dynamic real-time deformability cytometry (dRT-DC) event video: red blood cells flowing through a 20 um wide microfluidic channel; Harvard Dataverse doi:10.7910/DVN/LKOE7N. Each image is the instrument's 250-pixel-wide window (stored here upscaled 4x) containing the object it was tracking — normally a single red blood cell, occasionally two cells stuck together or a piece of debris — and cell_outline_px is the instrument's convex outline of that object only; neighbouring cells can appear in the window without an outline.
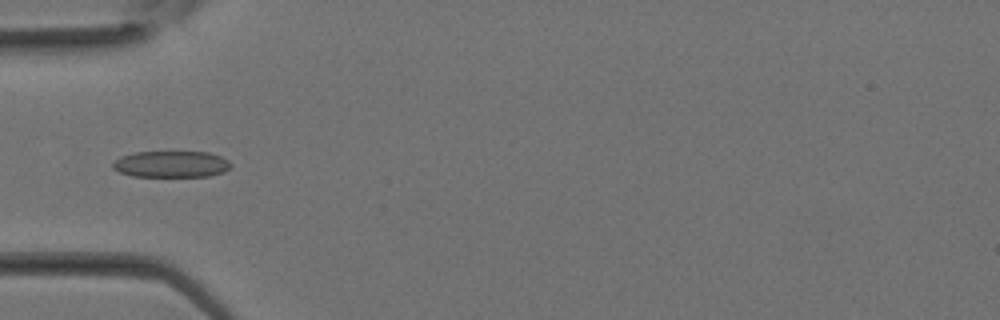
{"species": "Egyptian fruit bat (a non-hibernating species)", "species_latin": "Rousettus aegyptiacus", "temperature_condition": "room temperature", "stored_images_in_passage": 27, "camera_frame_rate_fps": 3000, "um_per_image_px": 0.085, "animal": {"sex": "female"}, "frame": {"image": 1, "passage_image": 4, "time_ms": 1.0, "image_size_px": [1000, 320], "cell_outline_px": [[232, 164], [224, 172], [208, 176], [132, 176], [120, 172], [112, 168], [112, 164], [120, 156], [132, 152], [208, 152], [220, 156], [228, 160]], "centroid_in_image_um": [14.54, 13.95], "position_along_channel_um": 70.5, "area_um2": 18.15}}
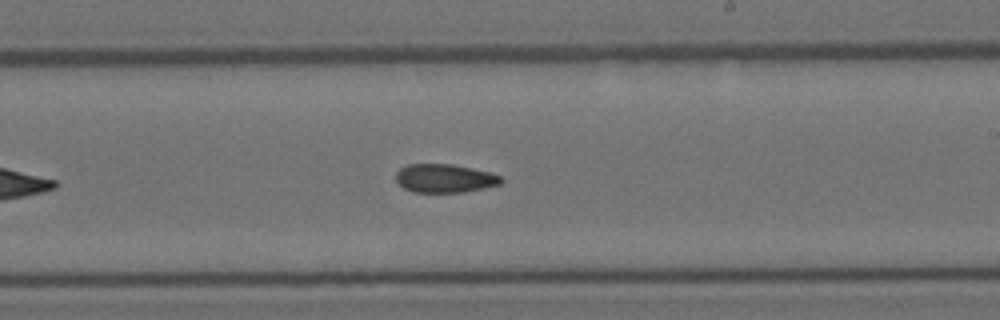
{"frame": {"image": 2, "passage_image": 13, "time_ms": 4.0, "image_size_px": [1000, 320], "cell_outline_px": [[504, 180], [500, 184], [484, 188], [464, 192], [412, 192], [404, 188], [396, 180], [396, 172], [400, 168], [408, 164], [452, 164], [472, 168], [488, 172], [500, 176]], "centroid_in_image_um": [37.79, 15.16], "position_along_channel_um": 251.2, "area_um2": 17.46}}
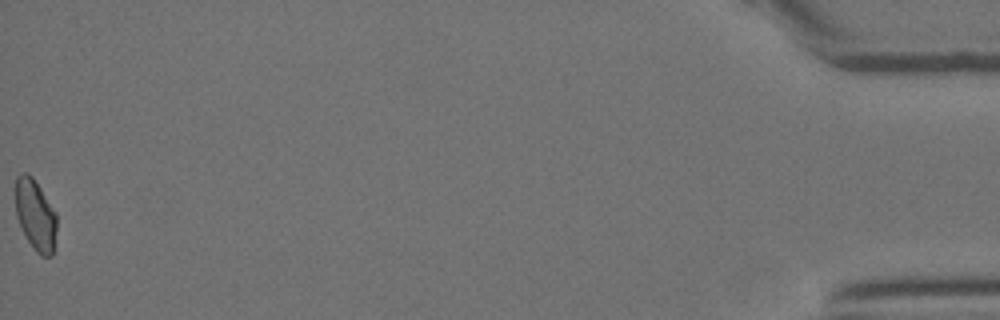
{"frame": {"image": 3, "passage_image": 27, "time_ms": 8.667, "image_size_px": [1000, 320], "cell_outline_px": [[56, 228], [52, 256], [40, 256], [36, 252], [28, 240], [16, 216], [16, 176], [20, 172], [28, 172], [32, 176], [56, 212]], "centroid_in_image_um": [3.01, 18.25], "position_along_channel_um": 432.2, "area_um2": 16.88}}